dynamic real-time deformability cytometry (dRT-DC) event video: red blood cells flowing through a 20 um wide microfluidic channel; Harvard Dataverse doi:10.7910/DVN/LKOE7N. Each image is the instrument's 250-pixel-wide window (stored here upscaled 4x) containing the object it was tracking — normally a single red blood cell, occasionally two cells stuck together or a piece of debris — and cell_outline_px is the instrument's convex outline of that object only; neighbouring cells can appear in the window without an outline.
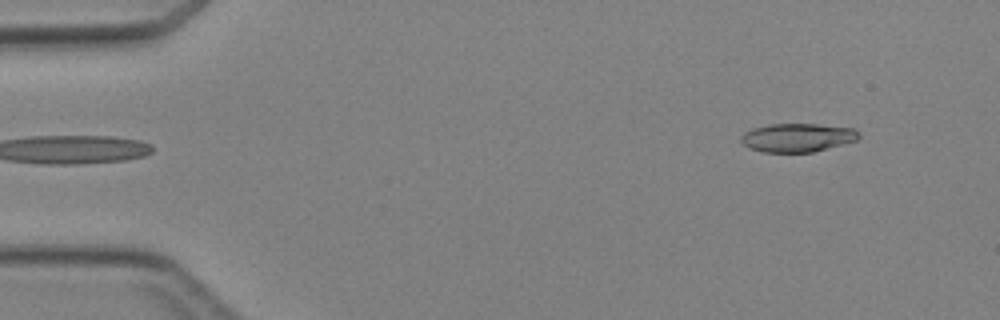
{"species": "Egyptian fruit bat (a non-hibernating species)", "species_latin": "Rousettus aegyptiacus", "temperature_condition": "cold", "stored_images_in_passage": 5, "camera_frame_rate_fps": 3000, "um_per_image_px": 0.085, "animal": {"sex": "female"}, "frame": {"image": 1, "passage_image": 5, "time_ms": 4.667, "image_size_px": [1000, 320], "cell_outline_px": [[860, 136], [856, 140], [812, 152], [764, 152], [752, 148], [744, 144], [740, 140], [740, 136], [744, 132], [752, 128], [772, 124], [816, 124], [852, 128], [860, 132]], "centroid_in_image_um": [67.77, 11.69], "position_along_channel_um": 17.2, "area_um2": 19.36}}